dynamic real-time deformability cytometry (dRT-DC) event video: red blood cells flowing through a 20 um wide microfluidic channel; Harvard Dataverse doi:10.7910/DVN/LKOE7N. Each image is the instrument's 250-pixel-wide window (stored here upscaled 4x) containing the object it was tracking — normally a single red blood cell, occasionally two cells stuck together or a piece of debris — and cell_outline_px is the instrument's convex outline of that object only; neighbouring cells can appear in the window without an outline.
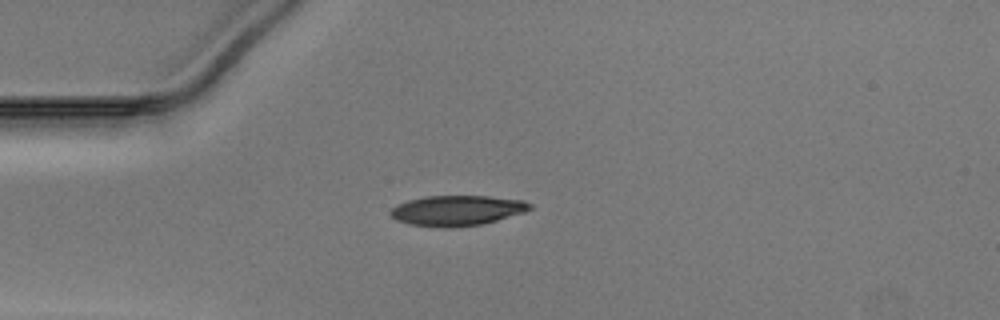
{"species": "Egyptian fruit bat (a non-hibernating species)", "species_latin": "Rousettus aegyptiacus", "temperature_condition": "warm", "stored_images_in_passage": 38, "camera_frame_rate_fps": 3000, "um_per_image_px": 0.085, "animal": {"sex": "male"}, "frame": {"image": 1, "passage_image": 1, "time_ms": 0.0, "image_size_px": [1000, 320], "cell_outline_px": [[532, 208], [524, 212], [484, 224], [452, 228], [436, 228], [408, 224], [396, 220], [388, 212], [396, 204], [408, 200], [424, 196], [488, 196], [524, 200], [532, 204]], "centroid_in_image_um": [38.82, 17.9], "position_along_channel_um": 46.2, "area_um2": 24.97}}
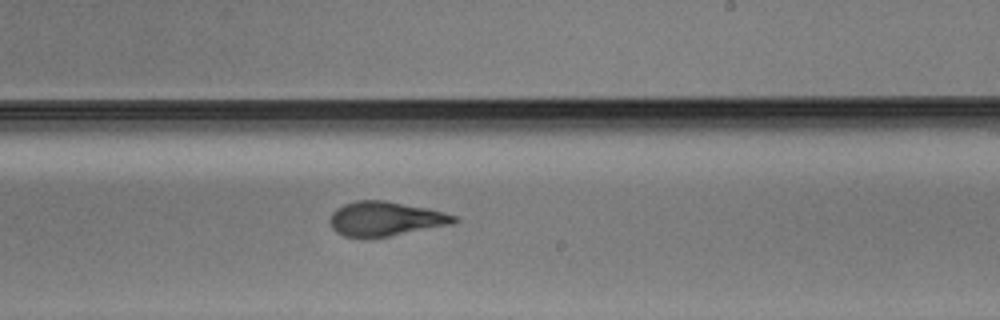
{"frame": {"image": 2, "passage_image": 18, "time_ms": 5.667, "image_size_px": [1000, 320], "cell_outline_px": [[460, 220], [452, 224], [388, 236], [364, 240], [344, 236], [336, 232], [332, 228], [328, 220], [332, 212], [336, 208], [344, 204], [356, 200], [384, 200], [428, 208], [456, 216]], "centroid_in_image_um": [32.7, 18.61], "position_along_channel_um": 256.3, "area_um2": 25.26}}
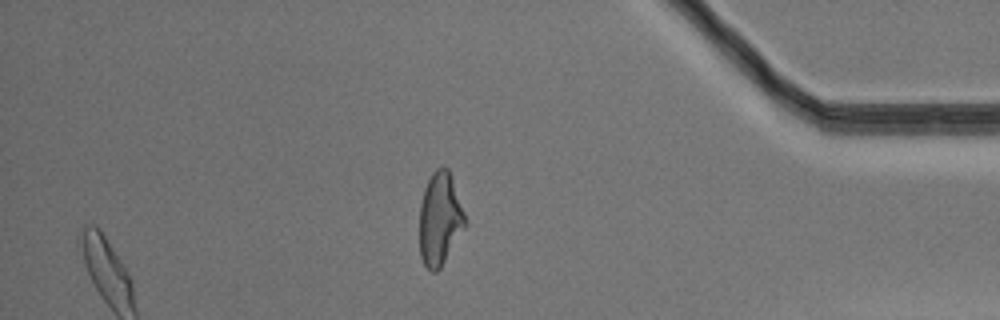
{"frame": {"image": 3, "passage_image": 31, "time_ms": 10.0, "image_size_px": [1000, 320], "cell_outline_px": [[468, 224], [440, 268], [436, 272], [432, 272], [424, 264], [420, 256], [420, 204], [424, 188], [432, 172], [436, 168], [448, 168], [452, 176], [468, 220]], "centroid_in_image_um": [37.42, 18.6], "position_along_channel_um": 397.8, "area_um2": 25.03}}